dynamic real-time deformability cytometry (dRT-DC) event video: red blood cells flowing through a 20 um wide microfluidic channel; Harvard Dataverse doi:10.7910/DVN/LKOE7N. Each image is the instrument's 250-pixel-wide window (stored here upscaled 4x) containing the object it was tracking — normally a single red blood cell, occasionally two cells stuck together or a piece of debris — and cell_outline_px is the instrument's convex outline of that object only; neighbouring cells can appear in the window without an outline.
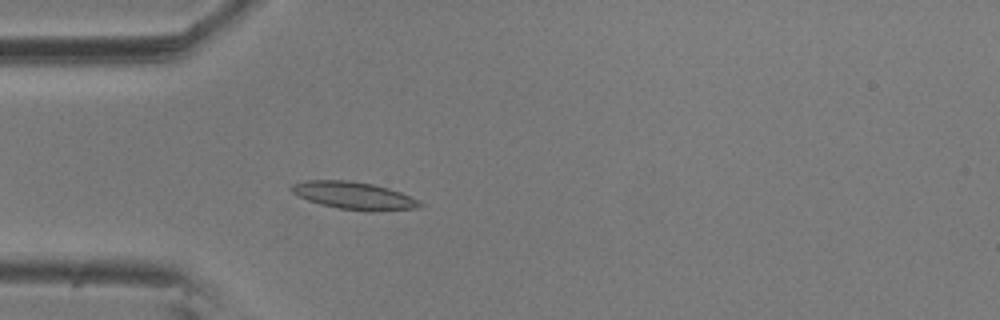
{"species": "common noctule bat (a hibernating species)", "species_latin": "Nyctalus noctula", "temperature_condition": "room temperature", "stored_images_in_passage": 4, "camera_frame_rate_fps": 3000, "um_per_image_px": 0.085, "animal": {"sex": "male", "body_mass_g": 20.5, "forearm_length_mm": 52.5}, "frame": {"image": 1, "passage_image": 4, "time_ms": 1.0, "image_size_px": [1000, 320], "cell_outline_px": [[424, 204], [420, 208], [376, 212], [368, 212], [340, 208], [320, 204], [296, 196], [288, 188], [292, 184], [308, 180], [348, 180], [372, 184], [388, 188], [400, 192], [420, 200]], "centroid_in_image_um": [30.11, 16.64], "position_along_channel_um": 54.9, "area_um2": 20.87}}